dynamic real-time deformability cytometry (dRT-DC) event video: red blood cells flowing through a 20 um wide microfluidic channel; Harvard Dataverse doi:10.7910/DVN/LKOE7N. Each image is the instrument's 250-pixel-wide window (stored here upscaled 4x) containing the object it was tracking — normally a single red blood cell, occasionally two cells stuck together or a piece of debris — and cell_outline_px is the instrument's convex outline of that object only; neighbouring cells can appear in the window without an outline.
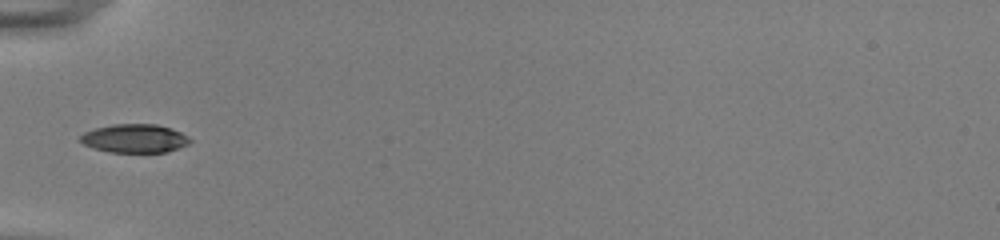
{"species": "common noctule bat (a hibernating species)", "species_latin": "Nyctalus noctula", "temperature_condition": "room temperature", "stored_images_in_passage": 35, "camera_frame_rate_fps": 3000, "um_per_image_px": 0.085, "animal": {"sex": "female", "body_mass_g": 22.0, "forearm_length_mm": 56.7}, "frame": {"image": 1, "passage_image": 1, "time_ms": 0.0, "image_size_px": [1000, 240], "cell_outline_px": [[192, 140], [188, 144], [164, 152], [112, 152], [96, 148], [84, 144], [80, 140], [80, 136], [84, 132], [96, 128], [116, 124], [156, 124], [180, 132]], "centroid_in_image_um": [11.43, 11.76], "position_along_channel_um": 73.6, "area_um2": 17.8}}
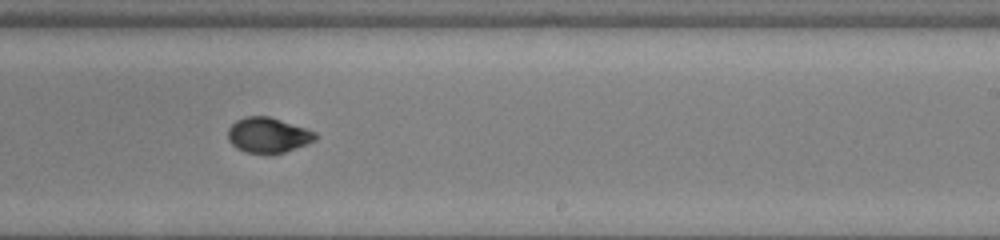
{"frame": {"image": 2, "passage_image": 16, "time_ms": 5.0, "image_size_px": [1000, 240], "cell_outline_px": [[316, 140], [284, 152], [248, 152], [236, 148], [228, 140], [228, 128], [236, 120], [248, 116], [268, 116], [316, 132]], "centroid_in_image_um": [22.75, 11.47], "position_along_channel_um": 266.2, "area_um2": 17.46}}
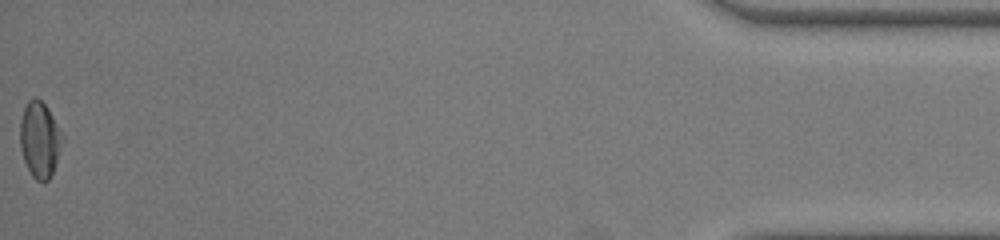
{"frame": {"image": 3, "passage_image": 35, "time_ms": 11.333, "image_size_px": [1000, 240], "cell_outline_px": [[64, 140], [52, 172], [48, 180], [36, 180], [32, 176], [24, 160], [20, 148], [20, 120], [24, 108], [28, 100], [36, 96], [48, 108], [64, 136]], "centroid_in_image_um": [3.37, 11.83], "position_along_channel_um": 431.8, "area_um2": 18.61}, "authors_computed_cell_mechanics": {"area_um2": 17.7446, "velocity_mm_per_s": 3.8659, "shape_relaxation_time_tau1_ms": 4.2139, "shape_relaxation_time_tau2_ms": 2.8009, "deformation_change_tau1": 0.144, "deformation_change_tau2": 0.0564}}